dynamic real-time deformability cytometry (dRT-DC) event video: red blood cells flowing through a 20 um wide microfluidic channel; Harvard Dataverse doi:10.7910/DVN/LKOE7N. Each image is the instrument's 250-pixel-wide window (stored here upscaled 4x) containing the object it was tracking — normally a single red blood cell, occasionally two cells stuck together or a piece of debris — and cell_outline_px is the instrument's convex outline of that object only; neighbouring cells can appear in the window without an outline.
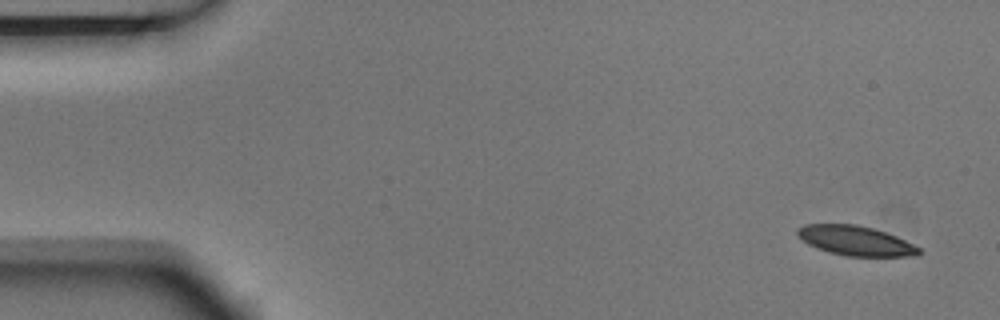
{"species": "Egyptian fruit bat (a non-hibernating species)", "species_latin": "Rousettus aegyptiacus", "temperature_condition": "room temperature", "stored_images_in_passage": 3, "camera_frame_rate_fps": 3000, "um_per_image_px": 0.085, "animal": {"sex": "male"}, "frame": {"image": 1, "passage_image": 1, "time_ms": 0.0, "image_size_px": [1000, 320], "cell_outline_px": [[924, 252], [916, 256], [848, 256], [828, 252], [816, 248], [808, 244], [796, 232], [796, 228], [804, 224], [856, 224], [872, 228], [896, 236], [920, 248]], "centroid_in_image_um": [72.73, 20.46], "position_along_channel_um": 12.3, "area_um2": 20.92}}